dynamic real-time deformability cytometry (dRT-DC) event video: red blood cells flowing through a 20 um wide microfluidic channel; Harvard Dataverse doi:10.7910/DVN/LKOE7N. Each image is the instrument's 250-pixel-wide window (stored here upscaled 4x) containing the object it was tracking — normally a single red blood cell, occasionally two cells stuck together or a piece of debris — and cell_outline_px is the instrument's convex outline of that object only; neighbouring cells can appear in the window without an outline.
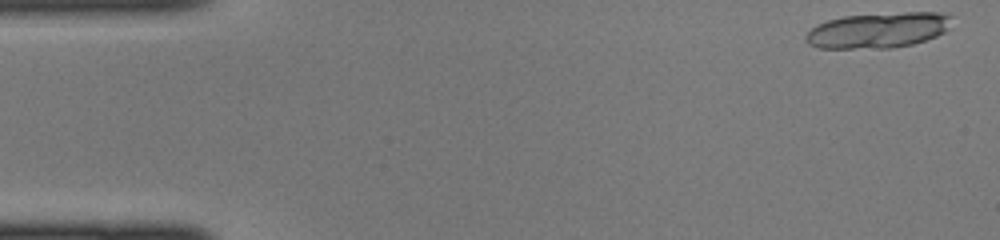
{"species": "common noctule bat (a hibernating species)", "species_latin": "Nyctalus noctula", "temperature_condition": "cold", "stored_images_in_passage": 14, "camera_frame_rate_fps": 3000, "um_per_image_px": 0.085, "animal": {"sex": "female", "body_mass_g": 22.0, "forearm_length_mm": 56.7}, "frame": {"image": 1, "passage_image": 1, "time_ms": 0.0, "image_size_px": [1000, 240], "cell_outline_px": [[952, 16], [948, 28], [944, 32], [936, 36], [912, 44], [892, 48], [816, 48], [808, 44], [804, 40], [804, 36], [812, 28], [828, 20], [844, 16], [904, 12], [936, 12]], "centroid_in_image_um": [74.62, 2.57], "position_along_channel_um": 10.4, "area_um2": 30.11}}